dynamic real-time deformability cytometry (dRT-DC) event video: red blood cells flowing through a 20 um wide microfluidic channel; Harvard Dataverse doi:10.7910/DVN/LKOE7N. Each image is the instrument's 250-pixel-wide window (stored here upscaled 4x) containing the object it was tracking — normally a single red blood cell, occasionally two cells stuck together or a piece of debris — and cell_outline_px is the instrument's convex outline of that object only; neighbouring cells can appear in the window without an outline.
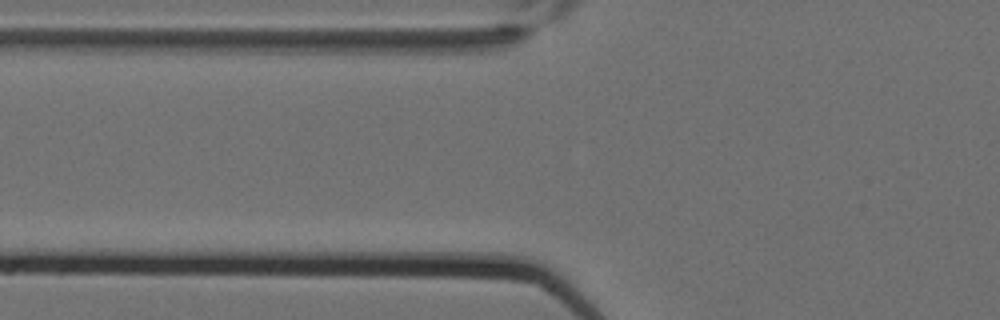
{"species": "Egyptian fruit bat (a non-hibernating species)", "species_latin": "Rousettus aegyptiacus", "temperature_condition": "cold", "stored_images_in_passage": 4, "camera_frame_rate_fps": 3000, "um_per_image_px": 0.085, "animal": {"sex": "female"}, "frame": {"image": 1, "passage_image": 3, "time_ms": 0.667, "image_size_px": [1000, 320], "cell_outline_px": [[552, 296], [284, 276], [284, 272], [460, 272], [504, 276], [532, 280], [540, 284], [552, 292]], "centroid_in_image_um": [37.17, 23.86], "position_along_channel_um": 88.6, "area_um2": 23.29}}